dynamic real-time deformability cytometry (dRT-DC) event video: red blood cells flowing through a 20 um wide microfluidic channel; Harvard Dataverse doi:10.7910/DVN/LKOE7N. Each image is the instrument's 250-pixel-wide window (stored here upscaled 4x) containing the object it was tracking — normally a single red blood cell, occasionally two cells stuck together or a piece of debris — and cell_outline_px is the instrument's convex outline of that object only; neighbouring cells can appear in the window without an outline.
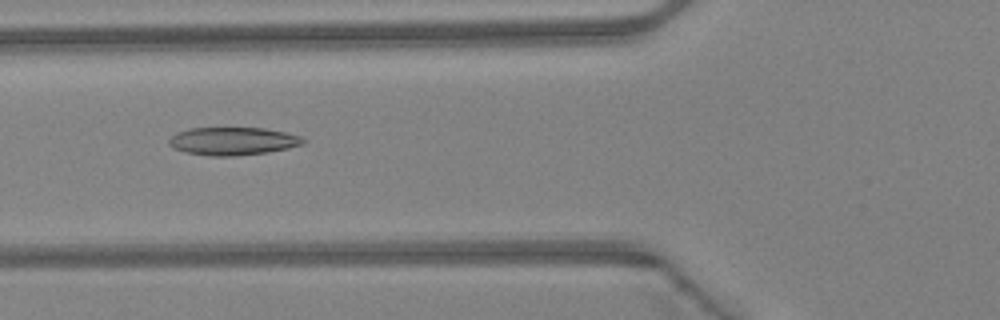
{"species": "Egyptian fruit bat (a non-hibernating species)", "species_latin": "Rousettus aegyptiacus", "temperature_condition": "warm", "stored_images_in_passage": 47, "camera_frame_rate_fps": 3000, "um_per_image_px": 0.085, "animal": {"sex": "female"}, "frame": {"image": 1, "passage_image": 18, "time_ms": 5.667, "image_size_px": [1000, 320], "cell_outline_px": [[308, 140], [304, 144], [288, 148], [268, 152], [236, 156], [212, 156], [188, 152], [176, 148], [168, 144], [168, 140], [172, 136], [188, 128], [264, 128], [284, 132], [300, 136]], "centroid_in_image_um": [19.85, 11.99], "position_along_channel_um": 106.0, "area_um2": 21.68}}
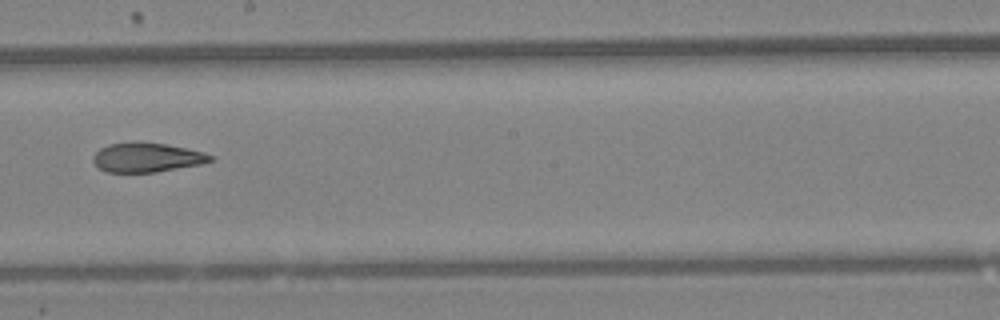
{"frame": {"image": 2, "passage_image": 27, "time_ms": 8.667, "image_size_px": [1000, 320], "cell_outline_px": [[212, 160], [200, 164], [156, 172], [108, 172], [100, 168], [92, 160], [92, 156], [100, 148], [108, 144], [164, 144], [204, 152], [212, 156]], "centroid_in_image_um": [12.47, 13.41], "position_along_channel_um": 235.7, "area_um2": 19.25}}
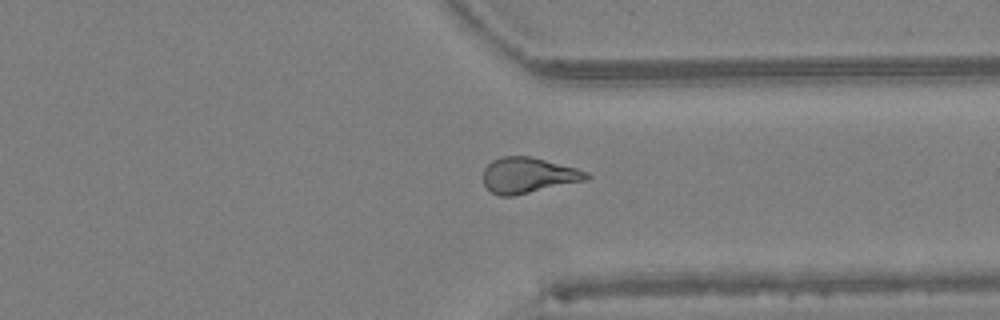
{"frame": {"image": 3, "passage_image": 36, "time_ms": 11.667, "image_size_px": [1000, 320], "cell_outline_px": [[592, 176], [588, 180], [512, 196], [500, 196], [492, 192], [484, 184], [484, 168], [492, 160], [500, 156], [532, 156], [576, 168], [588, 172]], "centroid_in_image_um": [44.92, 14.89], "position_along_channel_um": 366.5, "area_um2": 21.5}, "authors_computed_cell_mechanics": {"area_um2": 21.5016, "velocity_mm_per_s": 4.3423, "shape_relaxation_time_tau1_ms": null, "shape_relaxation_time_tau2_ms": 3.6857, "deformation_change_tau1": null, "deformation_change_tau2": 0.129}}